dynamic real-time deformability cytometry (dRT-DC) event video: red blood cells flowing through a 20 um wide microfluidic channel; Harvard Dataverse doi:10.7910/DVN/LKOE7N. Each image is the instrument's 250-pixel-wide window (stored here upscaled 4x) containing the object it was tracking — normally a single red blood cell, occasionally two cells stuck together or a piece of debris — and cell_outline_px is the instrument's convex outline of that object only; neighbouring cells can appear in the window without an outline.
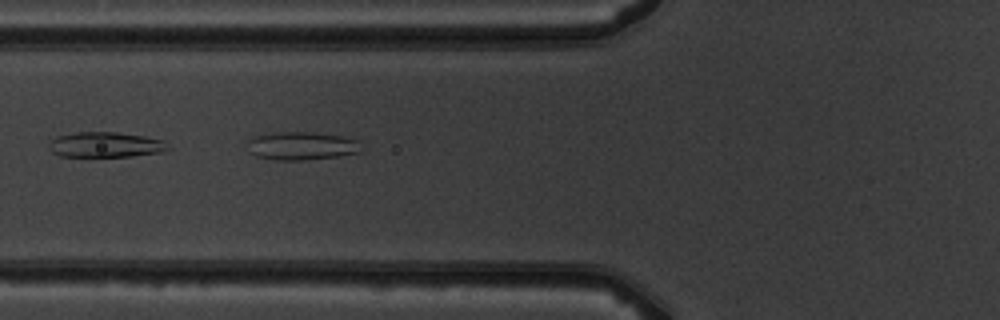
{"species": "common noctule bat (a hibernating species)", "species_latin": "Nyctalus noctula", "temperature_condition": "warm", "stored_images_in_passage": 4, "camera_frame_rate_fps": 3000, "um_per_image_px": 0.085, "animal": {"sex": "male", "body_mass_g": 19.5, "forearm_length_mm": 54.6}, "frame": {"image": 1, "passage_image": 4, "time_ms": 3.333, "image_size_px": [1000, 320], "cell_outline_px": [[360, 152], [340, 156], [300, 160], [276, 160], [256, 156], [248, 152], [248, 140], [256, 136], [276, 132], [312, 132], [340, 136], [360, 140]], "centroid_in_image_um": [25.63, 12.4], "position_along_channel_um": 100.2, "area_um2": 18.67}}